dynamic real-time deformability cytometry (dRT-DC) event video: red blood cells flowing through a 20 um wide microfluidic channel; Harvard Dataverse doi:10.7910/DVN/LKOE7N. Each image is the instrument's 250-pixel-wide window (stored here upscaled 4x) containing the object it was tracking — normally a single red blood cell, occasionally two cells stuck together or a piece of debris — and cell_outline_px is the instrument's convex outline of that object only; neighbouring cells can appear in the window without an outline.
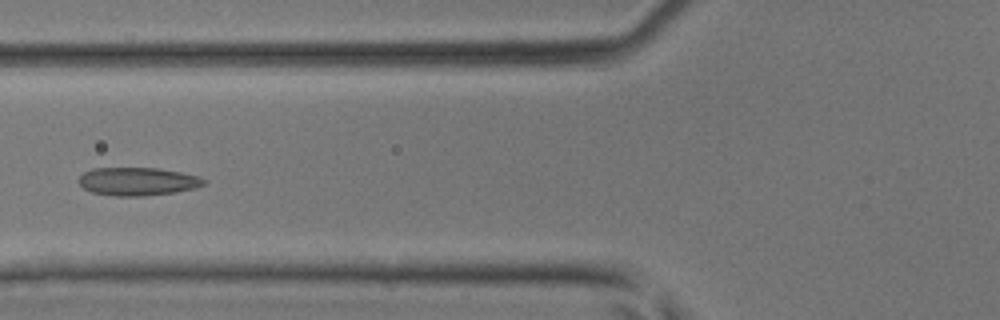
{"species": "common noctule bat (a hibernating species)", "species_latin": "Nyctalus noctula", "temperature_condition": "room temperature", "stored_images_in_passage": 33, "camera_frame_rate_fps": 3000, "um_per_image_px": 0.085, "animal": {"sex": "male", "body_mass_g": 17.9, "forearm_length_mm": 54.2}, "frame": {"image": 1, "passage_image": 9, "time_ms": 2.667, "image_size_px": [1000, 320], "cell_outline_px": [[208, 180], [204, 184], [196, 188], [176, 192], [144, 196], [116, 196], [92, 192], [84, 188], [80, 184], [80, 176], [84, 172], [92, 168], [160, 168], [200, 176]], "centroid_in_image_um": [11.75, 15.42], "position_along_channel_um": 114.1, "area_um2": 20.58}}
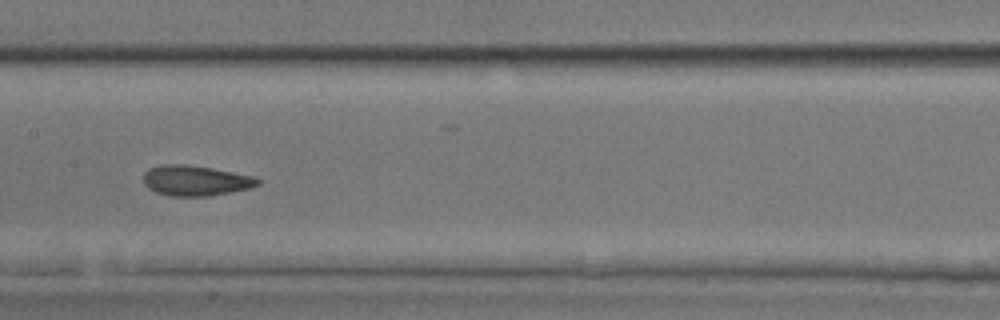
{"frame": {"image": 2, "passage_image": 14, "time_ms": 4.333, "image_size_px": [1000, 320], "cell_outline_px": [[260, 184], [252, 188], [208, 196], [172, 196], [156, 192], [148, 188], [144, 184], [144, 172], [148, 168], [160, 164], [184, 164], [212, 168], [252, 176], [260, 180]], "centroid_in_image_um": [16.6, 15.34], "position_along_channel_um": 190.8, "area_um2": 20.23}}
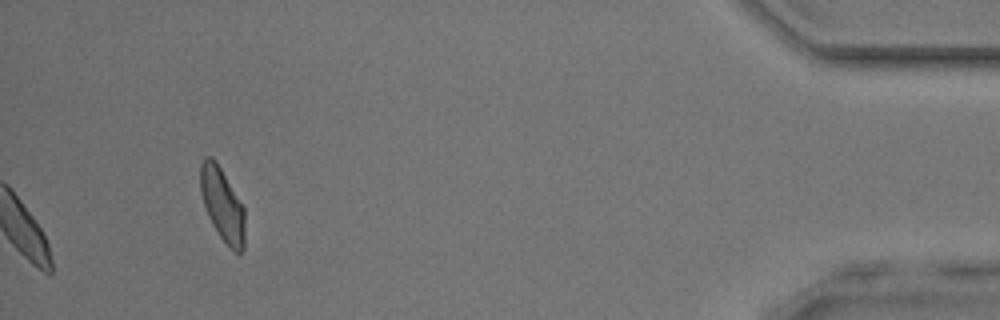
{"frame": {"image": 3, "passage_image": 33, "time_ms": 10.667, "image_size_px": [1000, 320], "cell_outline_px": [[244, 248], [240, 252], [236, 252], [220, 236], [212, 224], [208, 216], [200, 192], [200, 164], [204, 156], [212, 156], [216, 160], [244, 208]], "centroid_in_image_um": [18.87, 17.33], "position_along_channel_um": 416.3, "area_um2": 18.73}}